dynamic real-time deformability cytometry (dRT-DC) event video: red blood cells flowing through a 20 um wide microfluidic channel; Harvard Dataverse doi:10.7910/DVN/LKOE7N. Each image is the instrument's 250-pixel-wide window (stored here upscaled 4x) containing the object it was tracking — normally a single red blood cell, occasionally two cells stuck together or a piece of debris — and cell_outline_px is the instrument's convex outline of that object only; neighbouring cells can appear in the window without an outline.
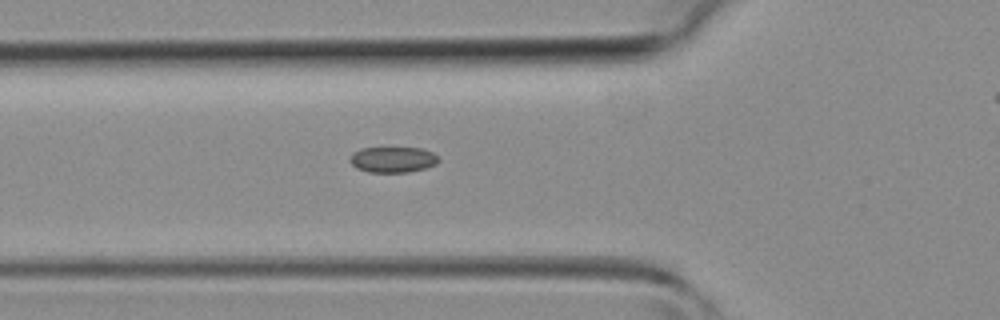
{"species": "common noctule bat (a hibernating species)", "species_latin": "Nyctalus noctula", "temperature_condition": "room temperature", "stored_images_in_passage": 36, "camera_frame_rate_fps": 3000, "um_per_image_px": 0.085, "animal": {"sex": "female", "body_mass_g": 19.3, "forearm_length_mm": 54.1}, "frame": {"image": 1, "passage_image": 14, "time_ms": 4.333, "image_size_px": [1000, 320], "cell_outline_px": [[440, 160], [436, 164], [424, 168], [408, 172], [368, 172], [356, 168], [348, 160], [348, 156], [352, 152], [360, 148], [420, 148], [432, 152]], "centroid_in_image_um": [33.33, 13.56], "position_along_channel_um": 92.5, "area_um2": 13.35}}
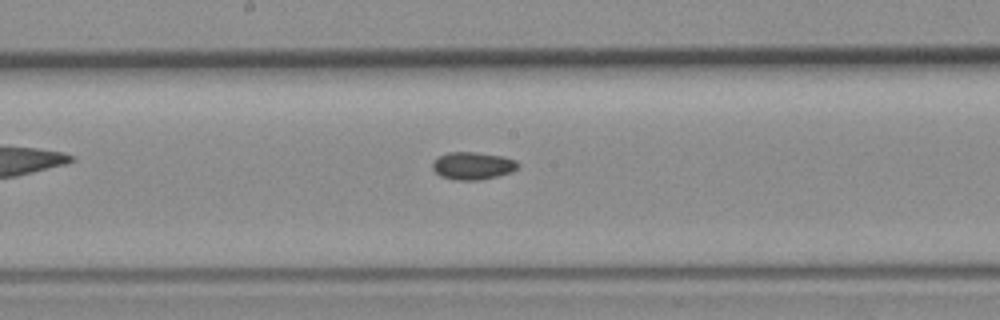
{"frame": {"image": 2, "passage_image": 21, "time_ms": 6.667, "image_size_px": [1000, 320], "cell_outline_px": [[520, 164], [512, 172], [480, 180], [456, 180], [440, 176], [432, 168], [432, 160], [448, 152], [476, 152], [504, 156], [516, 160]], "centroid_in_image_um": [40.18, 14.08], "position_along_channel_um": 208.0, "area_um2": 13.81}}
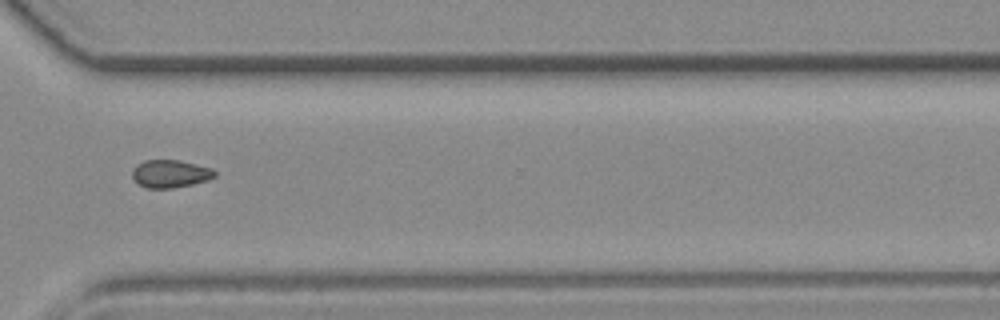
{"frame": {"image": 3, "passage_image": 30, "time_ms": 9.667, "image_size_px": [1000, 320], "cell_outline_px": [[216, 176], [208, 180], [192, 184], [172, 188], [144, 188], [132, 176], [132, 168], [136, 164], [144, 160], [180, 160], [212, 168], [216, 172]], "centroid_in_image_um": [14.47, 14.76], "position_along_channel_um": 356.1, "area_um2": 13.41}}